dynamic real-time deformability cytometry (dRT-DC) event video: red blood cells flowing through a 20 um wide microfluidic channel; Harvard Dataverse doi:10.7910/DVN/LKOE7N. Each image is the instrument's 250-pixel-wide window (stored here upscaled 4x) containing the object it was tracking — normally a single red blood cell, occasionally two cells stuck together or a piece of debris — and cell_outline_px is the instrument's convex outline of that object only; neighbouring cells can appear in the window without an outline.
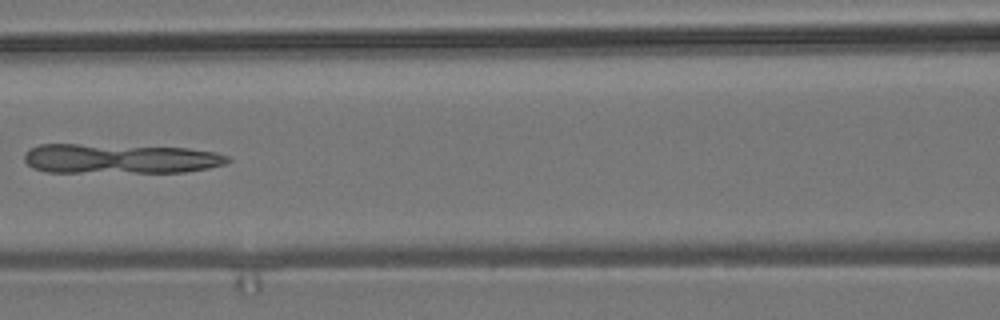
{"species": "common noctule bat (a hibernating species)", "species_latin": "Nyctalus noctula", "temperature_condition": "room temperature", "stored_images_in_passage": 7, "camera_frame_rate_fps": 3000, "um_per_image_px": 0.085, "animal": {"sex": "male", "body_mass_g": 19.2, "forearm_length_mm": 51.8}, "frame": {"image": 1, "passage_image": 7, "time_ms": 7.0, "image_size_px": [1000, 320], "cell_outline_px": [[232, 160], [224, 164], [208, 168], [184, 172], [44, 172], [32, 168], [24, 160], [24, 152], [40, 144], [76, 144], [188, 148], [216, 152], [228, 156]], "centroid_in_image_um": [10.19, 13.49], "position_along_channel_um": 156.4, "area_um2": 35.26}}